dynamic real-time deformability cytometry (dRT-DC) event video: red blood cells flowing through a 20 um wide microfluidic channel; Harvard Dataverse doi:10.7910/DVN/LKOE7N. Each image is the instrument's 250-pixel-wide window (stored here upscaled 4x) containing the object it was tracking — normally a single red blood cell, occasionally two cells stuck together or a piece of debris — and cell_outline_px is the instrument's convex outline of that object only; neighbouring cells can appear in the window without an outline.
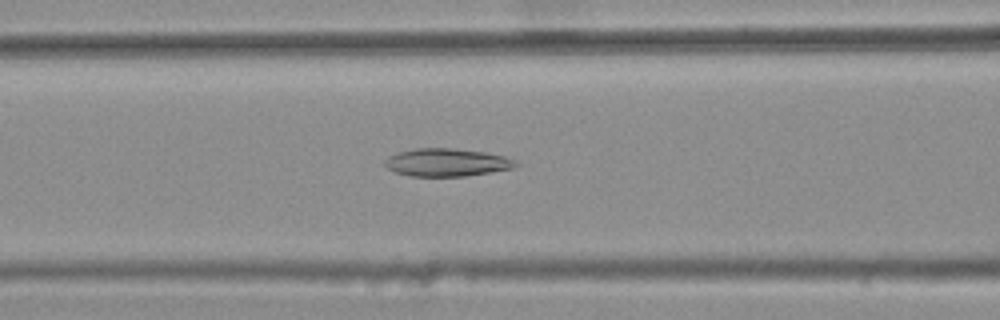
{"species": "common noctule bat (a hibernating species)", "species_latin": "Nyctalus noctula", "temperature_condition": "warm", "stored_images_in_passage": 47, "camera_frame_rate_fps": 3000, "um_per_image_px": 0.085, "animal": {"sex": "female", "body_mass_g": 25.1}, "frame": {"image": 1, "passage_image": 22, "time_ms": 7.0, "image_size_px": [1000, 320], "cell_outline_px": [[520, 164], [512, 168], [492, 172], [464, 176], [408, 176], [396, 172], [388, 168], [384, 164], [384, 160], [388, 156], [396, 152], [416, 148], [456, 148], [484, 152], [504, 156], [516, 160]], "centroid_in_image_um": [37.97, 13.8], "position_along_channel_um": 128.6, "area_um2": 21.39}}
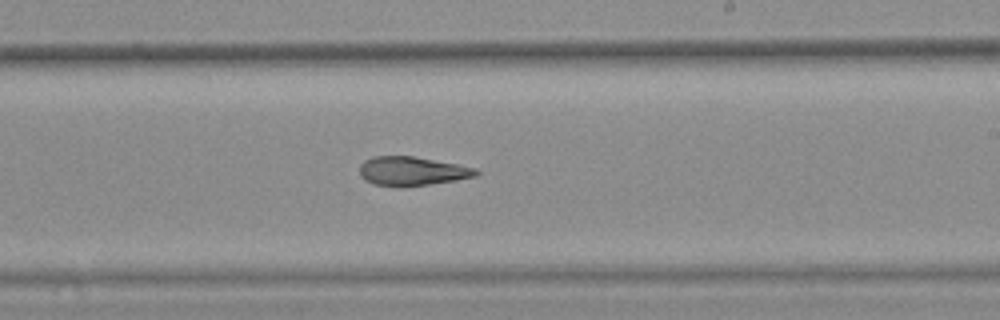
{"frame": {"image": 2, "passage_image": 32, "time_ms": 10.333, "image_size_px": [1000, 320], "cell_outline_px": [[480, 172], [476, 176], [456, 180], [400, 188], [372, 184], [364, 180], [360, 176], [360, 164], [364, 160], [372, 156], [412, 156], [456, 164], [476, 168]], "centroid_in_image_um": [34.97, 14.56], "position_along_channel_um": 254.0, "area_um2": 19.83}}
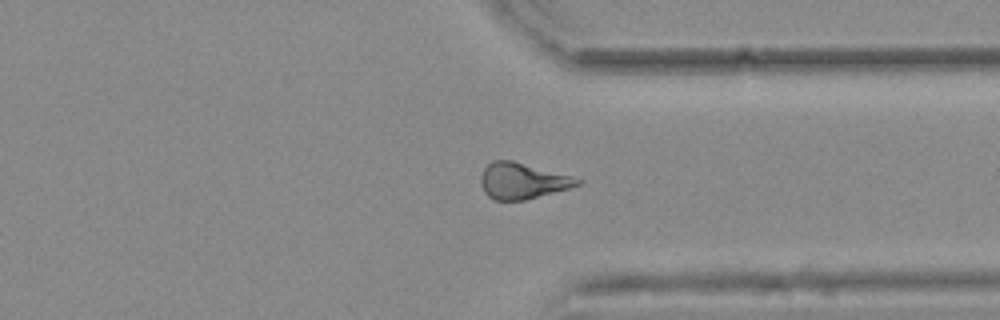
{"frame": {"image": 3, "passage_image": 41, "time_ms": 13.333, "image_size_px": [1000, 320], "cell_outline_px": [[584, 180], [580, 184], [568, 188], [524, 200], [496, 200], [488, 196], [484, 192], [480, 184], [480, 176], [484, 168], [492, 160], [512, 160], [572, 176]], "centroid_in_image_um": [44.37, 15.36], "position_along_channel_um": 367.0, "area_um2": 20.17}, "authors_computed_cell_mechanics": {"area_um2": 20.6924, "velocity_mm_per_s": 3.7709, "shape_relaxation_time_tau1_ms": null, "shape_relaxation_time_tau2_ms": 4.4458, "deformation_change_tau1": null, "deformation_change_tau2": 0.1445}}